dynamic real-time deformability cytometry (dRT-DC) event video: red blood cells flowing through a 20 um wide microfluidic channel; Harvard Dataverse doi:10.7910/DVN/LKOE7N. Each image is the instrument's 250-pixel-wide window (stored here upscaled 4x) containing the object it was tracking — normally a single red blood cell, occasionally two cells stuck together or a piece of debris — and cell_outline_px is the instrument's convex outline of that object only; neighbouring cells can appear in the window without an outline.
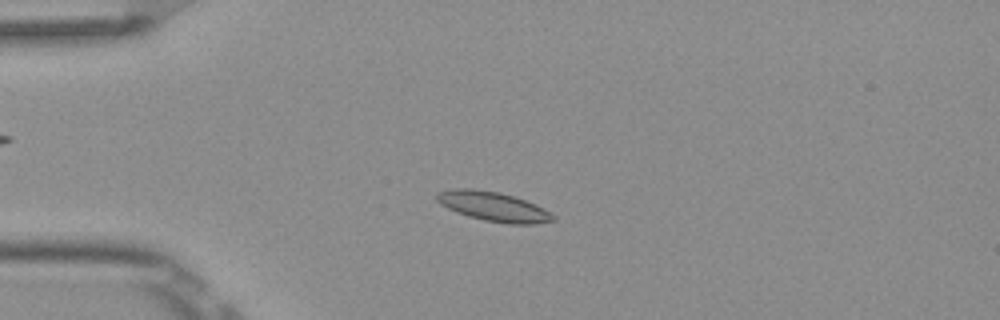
{"species": "Egyptian fruit bat (a non-hibernating species)", "species_latin": "Rousettus aegyptiacus", "temperature_condition": "room temperature", "stored_images_in_passage": 7, "camera_frame_rate_fps": 3000, "um_per_image_px": 0.085, "frame": {"image": 1, "passage_image": 4, "time_ms": 1.0, "image_size_px": [1000, 320], "cell_outline_px": [[556, 220], [536, 224], [508, 224], [484, 220], [468, 216], [456, 212], [440, 204], [436, 200], [436, 192], [452, 188], [472, 188], [500, 192], [536, 204], [544, 208], [556, 216]], "centroid_in_image_um": [41.93, 17.55], "position_along_channel_um": 43.1, "area_um2": 20.17}}
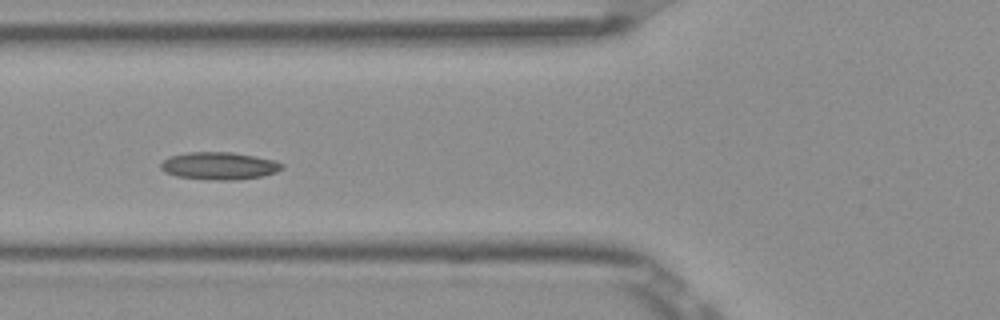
{"frame": {"image": 2, "passage_image": 6, "time_ms": 1.667, "image_size_px": [1000, 320], "cell_outline_px": [[284, 168], [276, 172], [260, 176], [236, 180], [216, 180], [176, 176], [164, 172], [160, 168], [160, 164], [168, 156], [188, 152], [232, 152], [276, 160], [284, 164]], "centroid_in_image_um": [18.63, 14.09], "position_along_channel_um": 107.2, "area_um2": 19.48}}
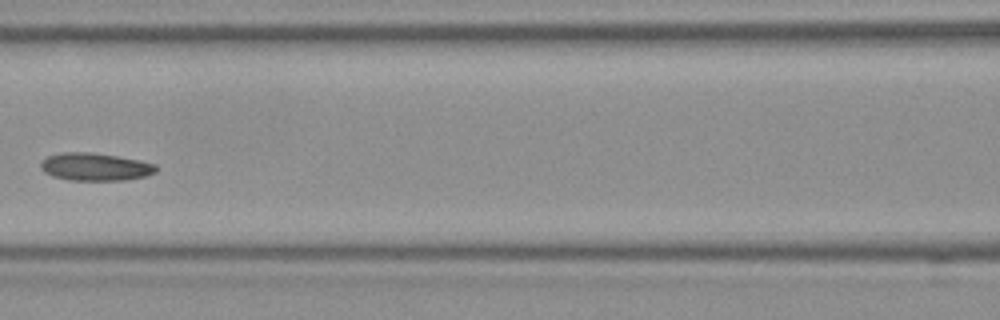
{"frame": {"image": 3, "passage_image": 7, "time_ms": 2.0, "image_size_px": [1000, 320], "cell_outline_px": [[156, 172], [144, 176], [124, 180], [68, 180], [52, 176], [44, 172], [40, 168], [40, 164], [48, 156], [64, 152], [92, 152], [140, 160], [156, 164]], "centroid_in_image_um": [8.08, 14.18], "position_along_channel_um": 158.5, "area_um2": 18.55}}